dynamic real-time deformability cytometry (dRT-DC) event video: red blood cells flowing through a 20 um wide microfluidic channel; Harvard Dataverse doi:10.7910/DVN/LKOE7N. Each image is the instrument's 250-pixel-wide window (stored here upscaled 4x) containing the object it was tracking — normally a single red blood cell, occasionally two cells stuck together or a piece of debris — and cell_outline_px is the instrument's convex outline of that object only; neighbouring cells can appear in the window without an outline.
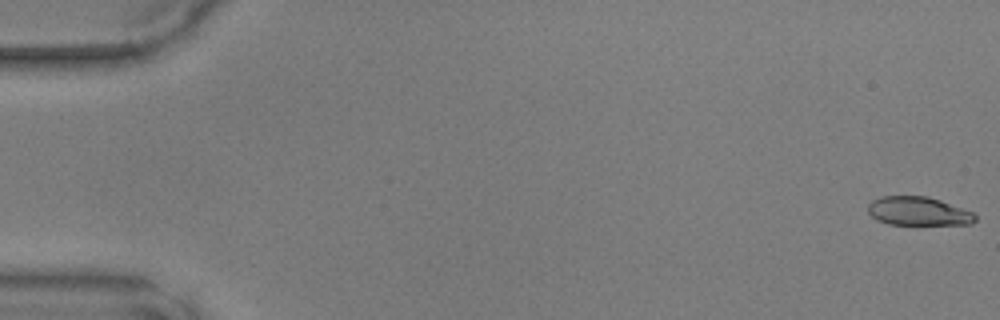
{"species": "common noctule bat (a hibernating species)", "species_latin": "Nyctalus noctula", "temperature_condition": "warm", "stored_images_in_passage": 16, "camera_frame_rate_fps": 3000, "um_per_image_px": 0.085, "animal": {"sex": "male", "body_mass_g": 17.9, "forearm_length_mm": 54.2}, "frame": {"image": 1, "passage_image": 1, "time_ms": 0.0, "image_size_px": [1000, 320], "cell_outline_px": [[976, 220], [972, 224], [888, 224], [876, 220], [868, 212], [868, 204], [872, 200], [884, 196], [928, 196], [940, 200], [972, 212], [976, 216]], "centroid_in_image_um": [78.03, 17.95], "position_along_channel_um": 7.0, "area_um2": 17.8}}
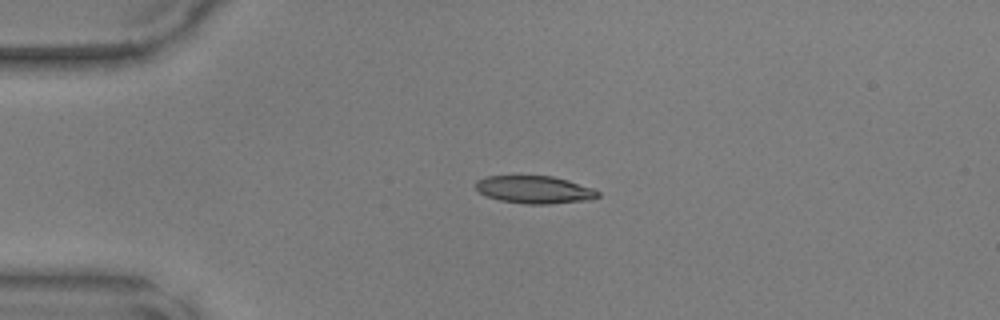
{"frame": {"image": 2, "passage_image": 12, "time_ms": 3.667, "image_size_px": [1000, 320], "cell_outline_px": [[600, 196], [592, 200], [548, 204], [524, 204], [500, 200], [488, 196], [480, 192], [476, 188], [476, 180], [488, 176], [552, 176], [568, 180], [592, 188], [600, 192]], "centroid_in_image_um": [45.47, 16.13], "position_along_channel_um": 39.5, "area_um2": 19.65}}